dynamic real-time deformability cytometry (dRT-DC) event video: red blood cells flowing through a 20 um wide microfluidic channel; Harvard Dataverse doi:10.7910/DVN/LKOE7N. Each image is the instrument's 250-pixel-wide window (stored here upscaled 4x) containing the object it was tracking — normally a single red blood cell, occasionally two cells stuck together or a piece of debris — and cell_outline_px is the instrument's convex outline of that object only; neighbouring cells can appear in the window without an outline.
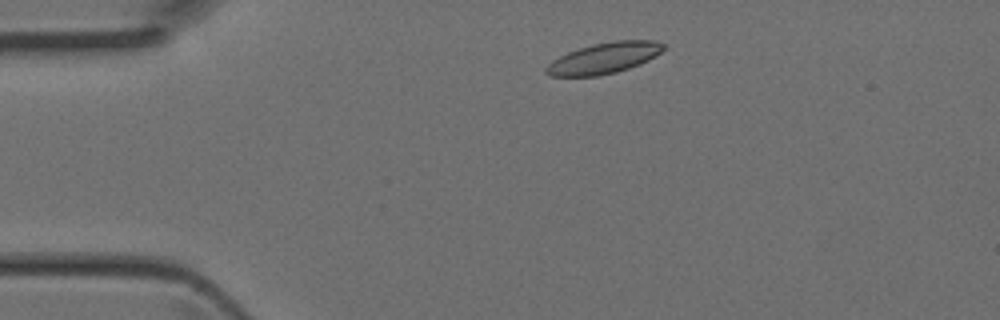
{"species": "Egyptian fruit bat (a non-hibernating species)", "species_latin": "Rousettus aegyptiacus", "temperature_condition": "room temperature", "stored_images_in_passage": 7, "camera_frame_rate_fps": 3000, "um_per_image_px": 0.085, "animal": {"sex": "female"}, "frame": {"image": 1, "passage_image": 4, "time_ms": 1.0, "image_size_px": [1000, 320], "cell_outline_px": [[664, 48], [656, 56], [640, 64], [616, 72], [596, 76], [548, 76], [544, 72], [544, 68], [552, 60], [568, 52], [592, 44], [616, 40], [656, 40], [664, 44]], "centroid_in_image_um": [51.33, 4.94], "position_along_channel_um": 33.7, "area_um2": 21.15}}